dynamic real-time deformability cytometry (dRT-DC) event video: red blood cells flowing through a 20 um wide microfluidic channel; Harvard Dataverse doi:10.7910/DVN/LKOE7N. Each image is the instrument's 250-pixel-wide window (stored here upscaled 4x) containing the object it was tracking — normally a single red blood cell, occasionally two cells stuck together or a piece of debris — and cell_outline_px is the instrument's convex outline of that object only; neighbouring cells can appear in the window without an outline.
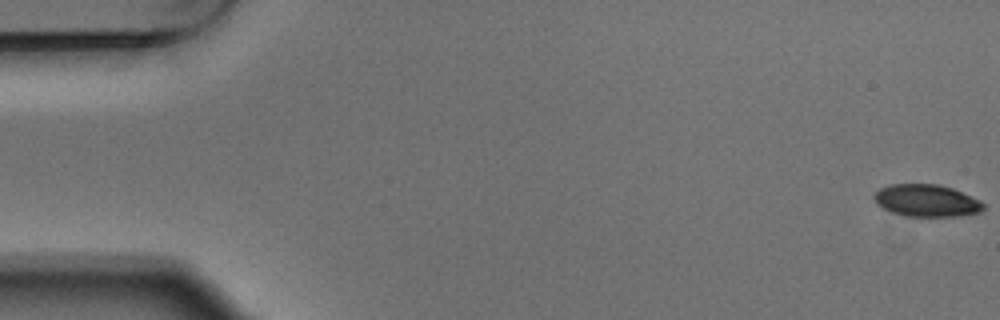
{"species": "Egyptian fruit bat (a non-hibernating species)", "species_latin": "Rousettus aegyptiacus", "temperature_condition": "warm", "stored_images_in_passage": 4, "camera_frame_rate_fps": 3000, "um_per_image_px": 0.085, "animal": {"sex": "male"}, "frame": {"image": 1, "passage_image": 1, "time_ms": 0.0, "image_size_px": [1000, 320], "cell_outline_px": [[984, 208], [980, 212], [960, 216], [908, 216], [892, 212], [876, 204], [872, 196], [880, 188], [888, 184], [936, 184], [952, 188], [980, 200], [984, 204]], "centroid_in_image_um": [78.74, 17.05], "position_along_channel_um": 6.3, "area_um2": 20.46}}